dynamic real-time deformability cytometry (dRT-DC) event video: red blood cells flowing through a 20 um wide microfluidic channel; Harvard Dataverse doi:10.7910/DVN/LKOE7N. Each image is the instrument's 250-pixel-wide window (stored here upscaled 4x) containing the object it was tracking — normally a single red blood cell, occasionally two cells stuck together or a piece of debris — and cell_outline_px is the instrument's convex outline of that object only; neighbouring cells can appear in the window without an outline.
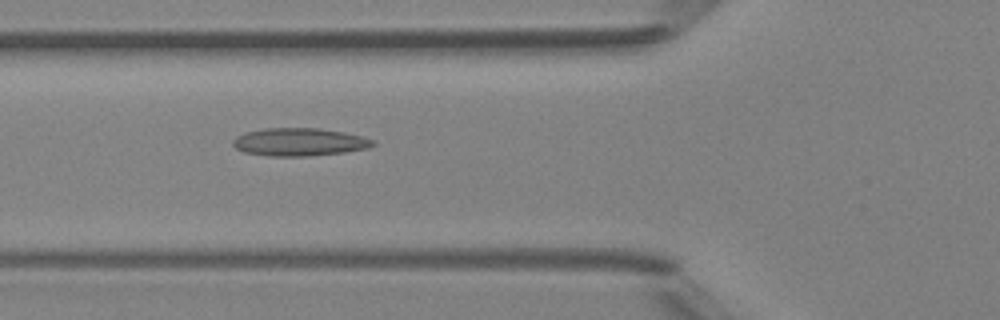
{"species": "Egyptian fruit bat (a non-hibernating species)", "species_latin": "Rousettus aegyptiacus", "temperature_condition": "room temperature", "stored_images_in_passage": 49, "camera_frame_rate_fps": 3000, "um_per_image_px": 0.085, "animal": {"sex": "female"}, "frame": {"image": 1, "passage_image": 18, "time_ms": 5.667, "image_size_px": [1000, 320], "cell_outline_px": [[376, 144], [368, 148], [344, 152], [308, 156], [268, 156], [244, 152], [236, 148], [232, 144], [232, 140], [236, 136], [244, 132], [264, 128], [320, 128], [344, 132], [364, 136], [376, 140]], "centroid_in_image_um": [25.46, 12.06], "position_along_channel_um": 100.3, "area_um2": 23.0}}
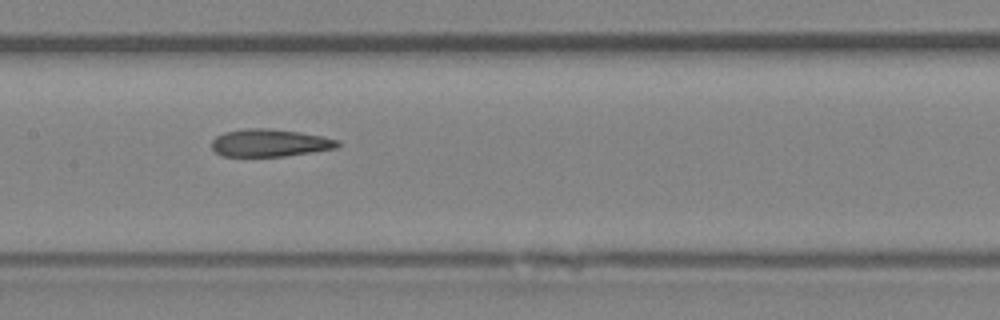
{"frame": {"image": 2, "passage_image": 24, "time_ms": 7.667, "image_size_px": [1000, 320], "cell_outline_px": [[340, 144], [336, 148], [284, 156], [220, 156], [212, 148], [212, 140], [216, 136], [224, 132], [244, 128], [268, 128], [300, 132], [340, 140]], "centroid_in_image_um": [22.9, 12.14], "position_along_channel_um": 184.5, "area_um2": 20.17}}
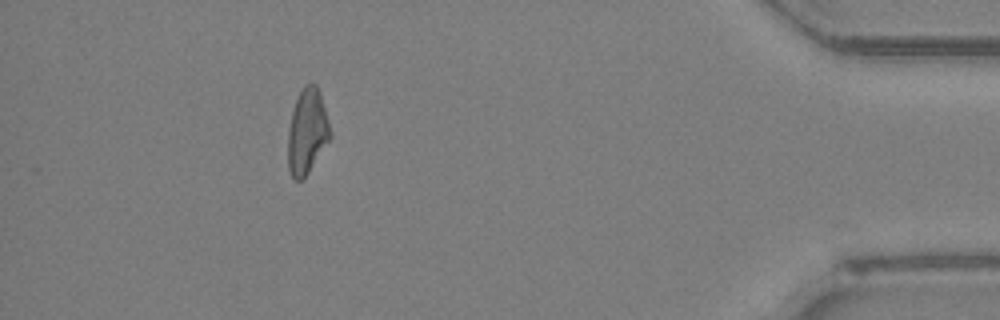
{"frame": {"image": 3, "passage_image": 44, "time_ms": 14.333, "image_size_px": [1000, 320], "cell_outline_px": [[332, 136], [308, 172], [300, 180], [292, 180], [288, 168], [288, 128], [292, 112], [296, 100], [304, 84], [316, 84], [320, 92], [332, 132]], "centroid_in_image_um": [26.11, 11.18], "position_along_channel_um": 409.1, "area_um2": 20.92}, "authors_computed_cell_mechanics": {"area_um2": 21.5016, "velocity_mm_per_s": 4.2177, "shape_relaxation_time_tau1_ms": null, "shape_relaxation_time_tau2_ms": 4.1855, "deformation_change_tau1": null, "deformation_change_tau2": 0.1451}}